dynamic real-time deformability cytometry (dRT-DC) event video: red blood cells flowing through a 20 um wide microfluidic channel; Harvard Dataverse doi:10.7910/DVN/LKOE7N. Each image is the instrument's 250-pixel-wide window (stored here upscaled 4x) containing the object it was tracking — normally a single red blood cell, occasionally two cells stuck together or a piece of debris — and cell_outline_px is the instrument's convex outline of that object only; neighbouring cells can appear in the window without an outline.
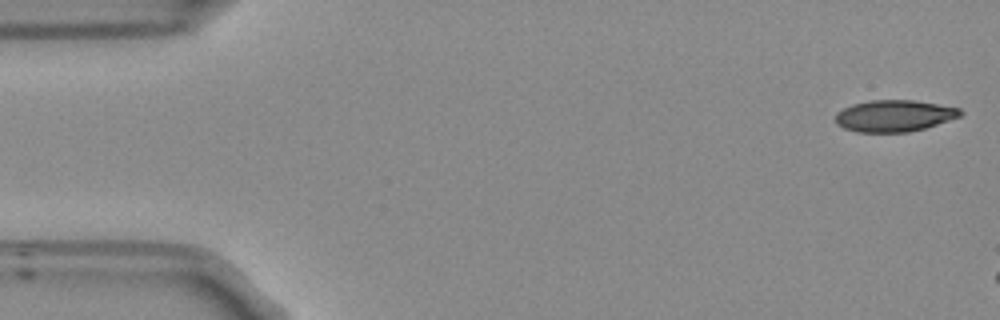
{"species": "Egyptian fruit bat (a non-hibernating species)", "species_latin": "Rousettus aegyptiacus", "temperature_condition": "room temperature", "stored_images_in_passage": 49, "camera_frame_rate_fps": 3000, "um_per_image_px": 0.085, "frame": {"image": 1, "passage_image": 1, "time_ms": 0.0, "image_size_px": [1000, 320], "cell_outline_px": [[964, 112], [960, 116], [924, 128], [908, 132], [856, 132], [844, 128], [836, 124], [836, 112], [852, 104], [868, 100], [916, 100], [960, 108]], "centroid_in_image_um": [75.99, 9.83], "position_along_channel_um": 9.0, "area_um2": 23.0}}
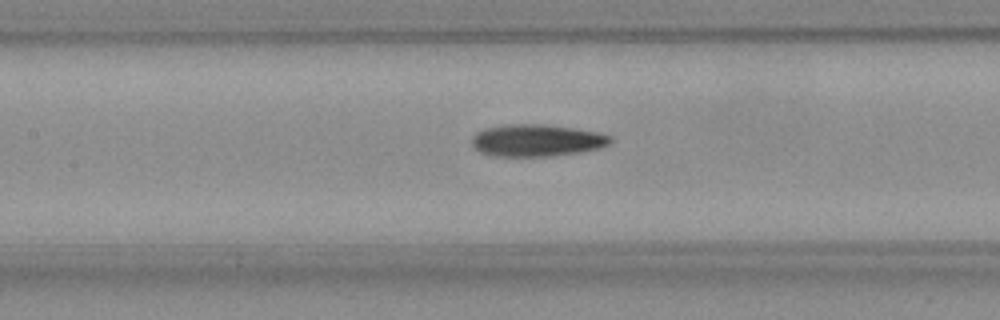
{"frame": {"image": 2, "passage_image": 23, "time_ms": 7.333, "image_size_px": [1000, 320], "cell_outline_px": [[612, 140], [608, 144], [600, 148], [580, 152], [548, 156], [496, 156], [480, 152], [472, 144], [472, 136], [476, 132], [484, 128], [504, 124], [548, 124], [600, 132], [612, 136]], "centroid_in_image_um": [45.63, 11.92], "position_along_channel_um": 161.8, "area_um2": 26.07}}
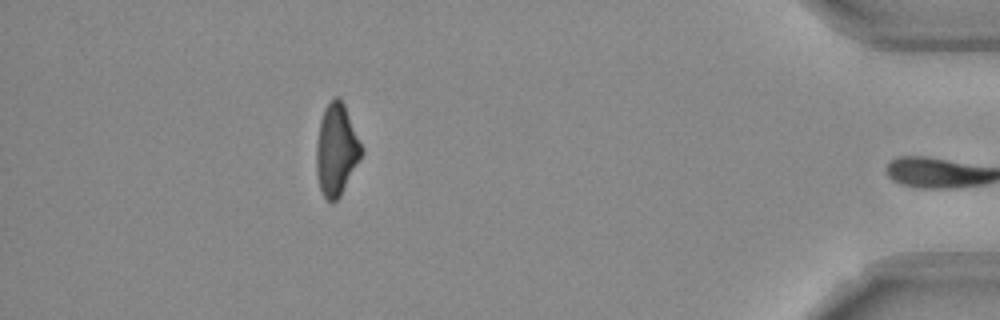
{"frame": {"image": 3, "passage_image": 47, "time_ms": 15.333, "image_size_px": [1000, 320], "cell_outline_px": [[364, 152], [340, 196], [332, 204], [324, 196], [320, 188], [316, 172], [316, 144], [320, 120], [324, 108], [336, 96], [340, 96], [344, 104]], "centroid_in_image_um": [28.58, 12.73], "position_along_channel_um": 406.6, "area_um2": 23.93}, "authors_computed_cell_mechanics": {"area_um2": 25.2586, "velocity_mm_per_s": 3.7693, "shape_relaxation_time_tau1_ms": null, "shape_relaxation_time_tau2_ms": 7.4526, "deformation_change_tau1": null, "deformation_change_tau2": 0.1896}}